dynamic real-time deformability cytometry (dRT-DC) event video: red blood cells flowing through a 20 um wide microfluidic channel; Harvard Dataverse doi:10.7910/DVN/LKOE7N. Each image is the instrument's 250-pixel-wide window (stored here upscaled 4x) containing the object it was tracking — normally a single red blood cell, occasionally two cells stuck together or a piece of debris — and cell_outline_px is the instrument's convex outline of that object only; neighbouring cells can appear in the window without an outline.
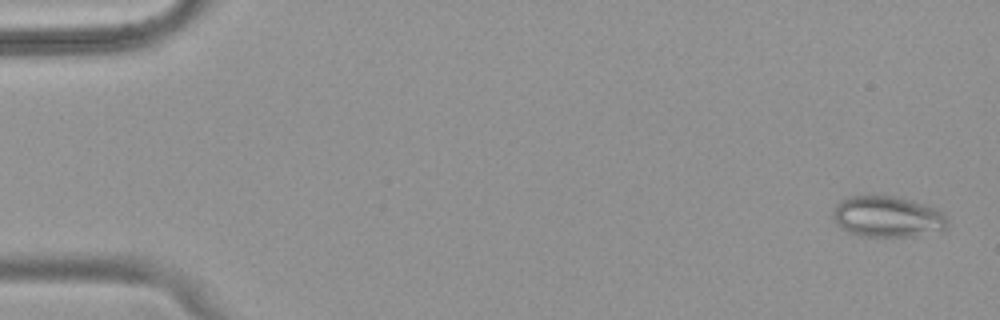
{"species": "common noctule bat (a hibernating species)", "species_latin": "Nyctalus noctula", "temperature_condition": "warm", "stored_images_in_passage": 52, "camera_frame_rate_fps": 3000, "um_per_image_px": 0.085, "animal": {"sex": "female", "body_mass_g": 18.4}, "frame": {"image": 1, "passage_image": 2, "time_ms": 0.333, "image_size_px": [1000, 320], "cell_outline_px": [[948, 224], [944, 232], [912, 236], [860, 236], [848, 232], [836, 224], [832, 216], [832, 212], [836, 204], [840, 200], [848, 196], [868, 192], [900, 196], [936, 208], [944, 212], [948, 220]], "centroid_in_image_um": [75.44, 18.37], "position_along_channel_um": 9.6, "area_um2": 28.67}}
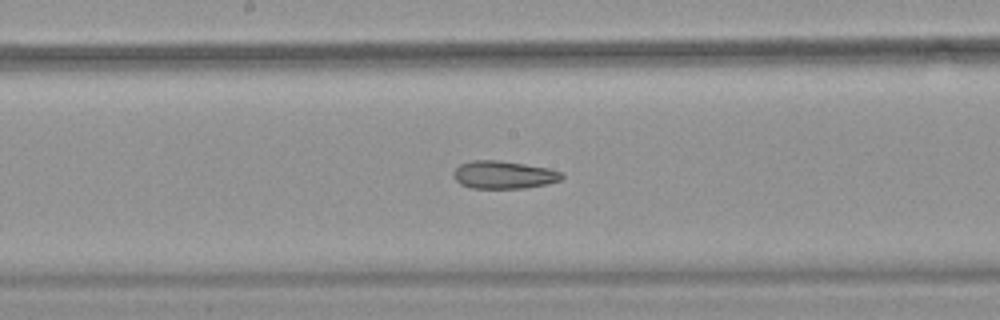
{"frame": {"image": 2, "passage_image": 28, "time_ms": 9.0, "image_size_px": [1000, 320], "cell_outline_px": [[564, 176], [560, 180], [548, 184], [524, 188], [468, 188], [460, 184], [452, 176], [452, 172], [460, 164], [472, 160], [500, 160], [548, 168], [564, 172]], "centroid_in_image_um": [42.8, 14.86], "position_along_channel_um": 205.4, "area_um2": 17.74}}
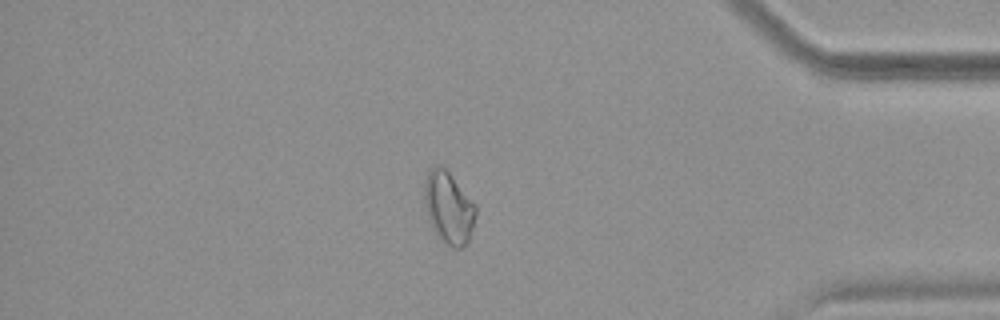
{"frame": {"image": 3, "passage_image": 45, "time_ms": 14.667, "image_size_px": [1000, 320], "cell_outline_px": [[476, 212], [472, 228], [468, 240], [460, 248], [452, 248], [440, 240], [432, 228], [428, 220], [424, 204], [424, 180], [428, 168], [436, 164], [440, 164], [448, 172], [476, 204]], "centroid_in_image_um": [38.09, 17.62], "position_along_channel_um": 397.1, "area_um2": 21.73}, "authors_computed_cell_mechanics": {"area_um2": 21.6172, "velocity_mm_per_s": 3.8973, "shape_relaxation_time_tau1_ms": null, "shape_relaxation_time_tau2_ms": 3.0409, "deformation_change_tau1": null, "deformation_change_tau2": 0.1002}}